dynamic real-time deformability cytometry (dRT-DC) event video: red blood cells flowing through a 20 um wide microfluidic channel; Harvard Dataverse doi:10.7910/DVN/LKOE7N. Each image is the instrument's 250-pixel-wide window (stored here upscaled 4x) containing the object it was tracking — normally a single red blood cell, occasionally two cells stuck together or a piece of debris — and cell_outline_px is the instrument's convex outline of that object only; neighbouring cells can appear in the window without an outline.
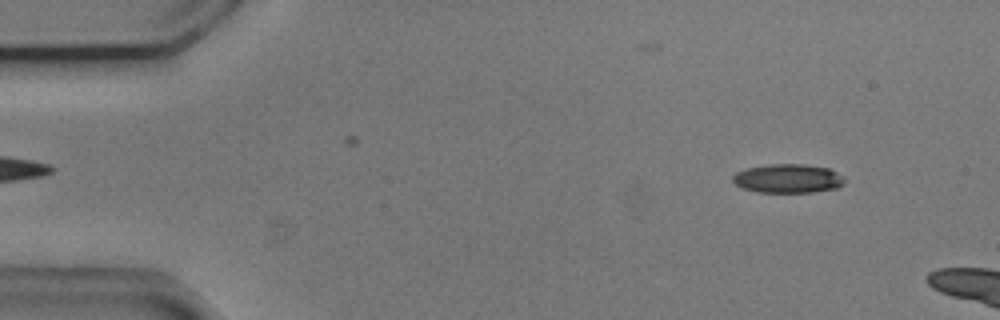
{"species": "common noctule bat (a hibernating species)", "species_latin": "Nyctalus noctula", "temperature_condition": "cold", "stored_images_in_passage": 10, "camera_frame_rate_fps": 3000, "um_per_image_px": 0.085, "animal": {"sex": "male", "body_mass_g": 20.5, "forearm_length_mm": 52.5}, "frame": {"image": 1, "passage_image": 5, "time_ms": 1.333, "image_size_px": [1000, 320], "cell_outline_px": [[848, 180], [844, 184], [836, 188], [812, 192], [756, 192], [744, 188], [736, 184], [732, 180], [732, 176], [736, 172], [744, 168], [768, 164], [804, 164], [828, 168], [844, 176]], "centroid_in_image_um": [66.99, 15.16], "position_along_channel_um": 18.0, "area_um2": 19.02}}